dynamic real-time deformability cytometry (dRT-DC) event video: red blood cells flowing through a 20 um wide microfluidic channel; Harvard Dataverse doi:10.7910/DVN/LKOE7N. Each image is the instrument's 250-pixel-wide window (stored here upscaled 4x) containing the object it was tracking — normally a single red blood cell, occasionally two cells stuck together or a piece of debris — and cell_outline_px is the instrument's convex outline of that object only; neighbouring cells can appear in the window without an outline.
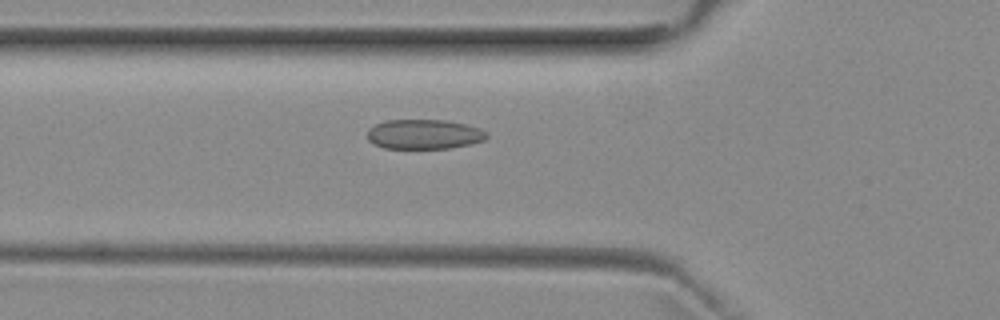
{"species": "common noctule bat (a hibernating species)", "species_latin": "Nyctalus noctula", "temperature_condition": "room temperature", "stored_images_in_passage": 52, "camera_frame_rate_fps": 3000, "um_per_image_px": 0.085, "animal": {"sex": "female", "body_mass_g": 29.2, "forearm_length_mm": 56.3}, "frame": {"image": 1, "passage_image": 18, "time_ms": 5.667, "image_size_px": [1000, 320], "cell_outline_px": [[488, 136], [484, 140], [468, 144], [448, 148], [384, 148], [368, 140], [368, 128], [376, 124], [388, 120], [444, 120], [464, 124], [480, 128], [488, 132]], "centroid_in_image_um": [36.05, 11.4], "position_along_channel_um": 89.7, "area_um2": 20.46}}
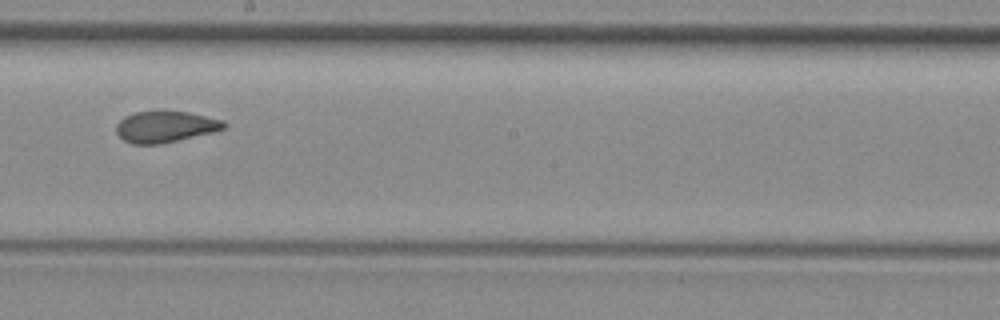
{"frame": {"image": 2, "passage_image": 29, "time_ms": 9.333, "image_size_px": [1000, 320], "cell_outline_px": [[228, 124], [224, 128], [212, 132], [160, 144], [132, 144], [124, 140], [116, 132], [116, 124], [124, 116], [136, 112], [164, 108], [188, 112], [224, 120]], "centroid_in_image_um": [14.04, 10.72], "position_along_channel_um": 234.2, "area_um2": 20.11}}
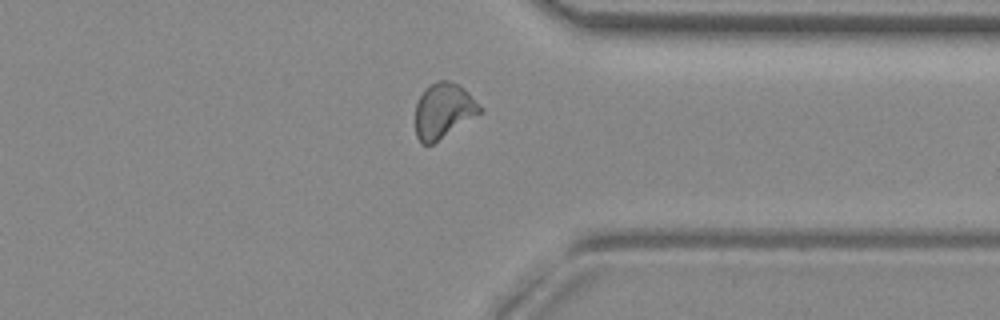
{"frame": {"image": 3, "passage_image": 40, "time_ms": 13.0, "image_size_px": [1000, 320], "cell_outline_px": [[484, 108], [480, 112], [432, 144], [420, 144], [416, 136], [416, 104], [424, 88], [440, 80], [448, 80], [464, 88]], "centroid_in_image_um": [37.67, 9.39], "position_along_channel_um": 373.7, "area_um2": 20.35}, "authors_computed_cell_mechanics": {"area_um2": 20.4612, "velocity_mm_per_s": 3.9294, "shape_relaxation_time_tau1_ms": null, "shape_relaxation_time_tau2_ms": 1.2485, "deformation_change_tau1": null, "deformation_change_tau2": 0.0597}}